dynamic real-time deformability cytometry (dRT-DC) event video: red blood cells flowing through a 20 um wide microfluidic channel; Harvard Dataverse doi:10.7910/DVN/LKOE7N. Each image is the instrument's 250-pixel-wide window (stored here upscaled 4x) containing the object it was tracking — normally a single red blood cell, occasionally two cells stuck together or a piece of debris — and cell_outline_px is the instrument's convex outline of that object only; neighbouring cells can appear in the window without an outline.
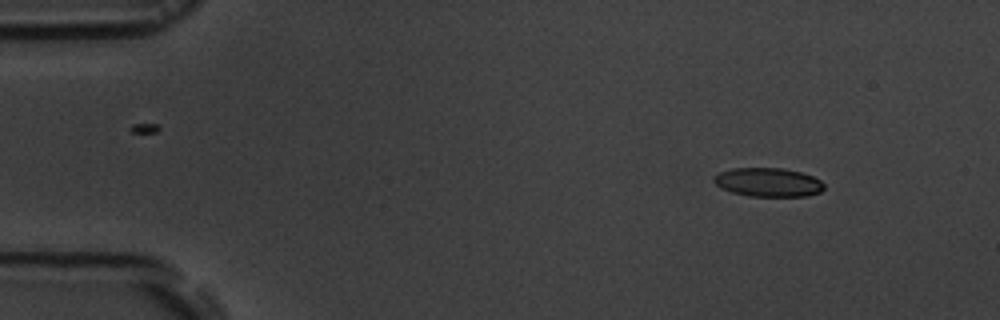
{"species": "common noctule bat (a hibernating species)", "species_latin": "Nyctalus noctula", "temperature_condition": "room temperature", "stored_images_in_passage": 3, "camera_frame_rate_fps": 3000, "um_per_image_px": 0.085, "animal": {"sex": "male", "body_mass_g": 19.5, "forearm_length_mm": 54.6}, "frame": {"image": 1, "passage_image": 1, "time_ms": 0.0, "image_size_px": [1000, 320], "cell_outline_px": [[824, 188], [820, 192], [808, 196], [748, 196], [732, 192], [716, 184], [712, 180], [712, 176], [720, 172], [732, 168], [780, 168], [800, 172], [812, 176], [820, 180], [824, 184]], "centroid_in_image_um": [65.29, 15.49], "position_along_channel_um": 19.7, "area_um2": 18.44}}
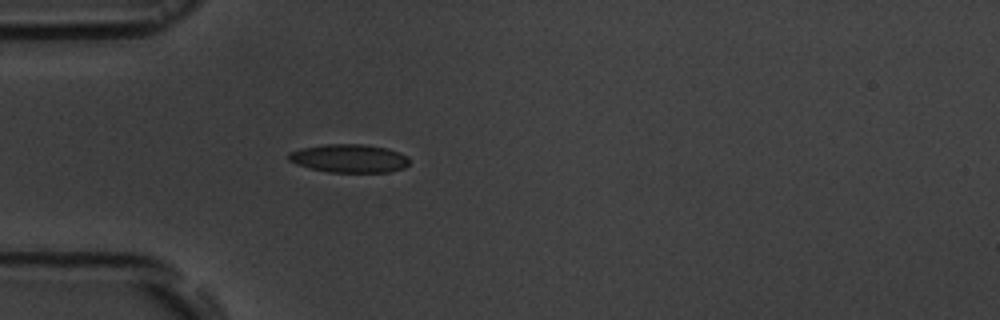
{"frame": {"image": 2, "passage_image": 3, "time_ms": 3.333, "image_size_px": [1000, 320], "cell_outline_px": [[408, 164], [404, 168], [388, 172], [328, 172], [296, 164], [288, 160], [288, 152], [300, 148], [324, 144], [364, 144], [388, 148], [400, 152], [408, 156]], "centroid_in_image_um": [29.68, 13.45], "position_along_channel_um": 55.3, "area_um2": 20.06}}